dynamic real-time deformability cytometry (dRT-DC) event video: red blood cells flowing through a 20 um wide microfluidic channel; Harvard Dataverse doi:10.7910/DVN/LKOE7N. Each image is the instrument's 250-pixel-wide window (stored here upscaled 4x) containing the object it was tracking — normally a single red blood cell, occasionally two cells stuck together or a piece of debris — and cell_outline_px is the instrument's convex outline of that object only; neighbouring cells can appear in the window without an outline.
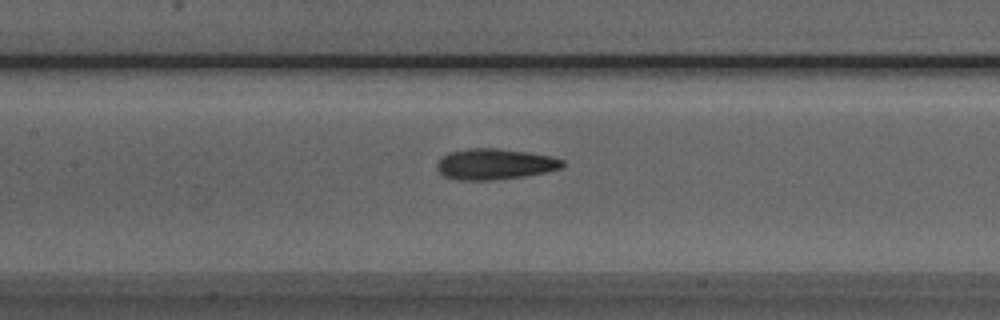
{"species": "Egyptian fruit bat (a non-hibernating species)", "species_latin": "Rousettus aegyptiacus", "temperature_condition": "room temperature", "stored_images_in_passage": 38, "camera_frame_rate_fps": 3000, "um_per_image_px": 0.085, "animal": {"sex": "male"}, "frame": {"image": 1, "passage_image": 10, "time_ms": 3.0, "image_size_px": [1000, 320], "cell_outline_px": [[564, 164], [560, 168], [544, 172], [524, 176], [496, 180], [456, 180], [444, 176], [436, 168], [436, 164], [448, 152], [468, 148], [496, 148], [528, 152], [548, 156], [564, 160]], "centroid_in_image_um": [42.02, 13.95], "position_along_channel_um": 165.4, "area_um2": 22.48}}
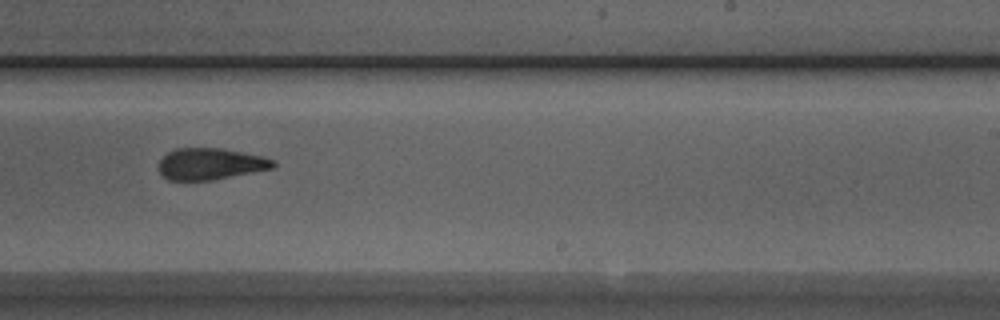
{"frame": {"image": 2, "passage_image": 18, "time_ms": 5.667, "image_size_px": [1000, 320], "cell_outline_px": [[276, 164], [272, 168], [212, 180], [168, 180], [160, 172], [156, 164], [168, 152], [176, 148], [220, 148], [260, 156], [276, 160]], "centroid_in_image_um": [17.84, 13.93], "position_along_channel_um": 271.2, "area_um2": 20.87}}
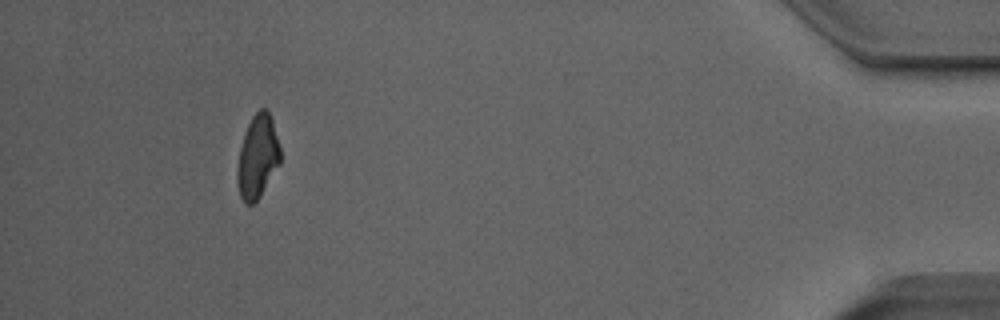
{"frame": {"image": 3, "passage_image": 34, "time_ms": 11.0, "image_size_px": [1000, 320], "cell_outline_px": [[280, 164], [260, 196], [252, 204], [244, 204], [240, 196], [236, 180], [236, 168], [240, 148], [244, 132], [252, 116], [260, 108], [268, 108], [272, 120], [280, 148]], "centroid_in_image_um": [21.88, 13.32], "position_along_channel_um": 413.3, "area_um2": 21.04}, "authors_computed_cell_mechanics": {"area_um2": 21.8484, "velocity_mm_per_s": 3.9876, "shape_relaxation_time_tau1_ms": 5.6363, "shape_relaxation_time_tau2_ms": 4.469, "deformation_change_tau1": 0.1821, "deformation_change_tau2": 0.1072}}